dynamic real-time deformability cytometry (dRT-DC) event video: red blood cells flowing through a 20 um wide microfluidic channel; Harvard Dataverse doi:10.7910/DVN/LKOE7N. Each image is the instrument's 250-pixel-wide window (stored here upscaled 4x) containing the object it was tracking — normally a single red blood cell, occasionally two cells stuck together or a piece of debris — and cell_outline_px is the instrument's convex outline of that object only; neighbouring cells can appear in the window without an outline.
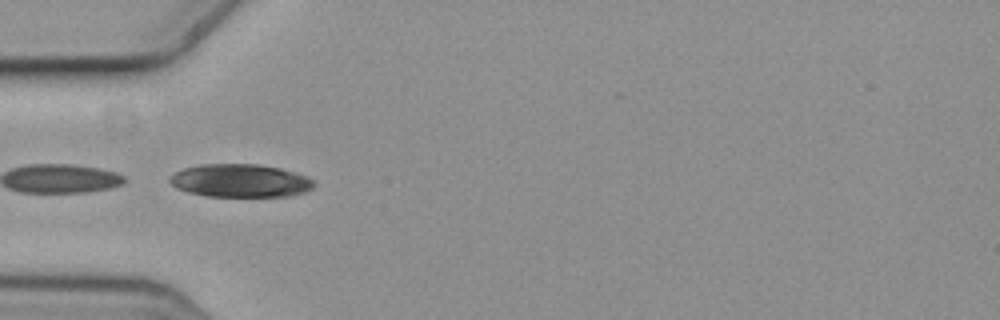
{"species": "common noctule bat (a hibernating species)", "species_latin": "Nyctalus noctula", "temperature_condition": "cold", "stored_images_in_passage": 1, "camera_frame_rate_fps": 3000, "um_per_image_px": 0.085, "animal": {"sex": "female", "body_mass_g": 19.3, "forearm_length_mm": 54.1}, "frame": {"image": 1, "passage_image": 1, "time_ms": 0.0, "image_size_px": [1000, 320], "cell_outline_px": [[316, 184], [312, 188], [304, 192], [288, 196], [204, 196], [188, 192], [176, 188], [168, 180], [176, 172], [184, 168], [200, 164], [260, 164], [280, 168], [308, 176]], "centroid_in_image_um": [20.43, 15.35], "position_along_channel_um": 64.6, "area_um2": 27.8}}